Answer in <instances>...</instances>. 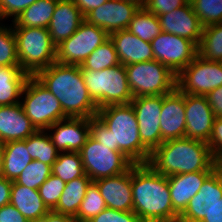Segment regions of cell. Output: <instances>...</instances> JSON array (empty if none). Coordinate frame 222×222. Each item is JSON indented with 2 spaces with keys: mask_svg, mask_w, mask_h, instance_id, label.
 I'll list each match as a JSON object with an SVG mask.
<instances>
[{
  "mask_svg": "<svg viewBox=\"0 0 222 222\" xmlns=\"http://www.w3.org/2000/svg\"><path fill=\"white\" fill-rule=\"evenodd\" d=\"M90 136L113 151L122 152L134 164L147 163L151 152L142 144L132 105H108L90 117Z\"/></svg>",
  "mask_w": 222,
  "mask_h": 222,
  "instance_id": "cell-1",
  "label": "cell"
},
{
  "mask_svg": "<svg viewBox=\"0 0 222 222\" xmlns=\"http://www.w3.org/2000/svg\"><path fill=\"white\" fill-rule=\"evenodd\" d=\"M133 212L141 222H178L168 179L148 163L131 166Z\"/></svg>",
  "mask_w": 222,
  "mask_h": 222,
  "instance_id": "cell-2",
  "label": "cell"
},
{
  "mask_svg": "<svg viewBox=\"0 0 222 222\" xmlns=\"http://www.w3.org/2000/svg\"><path fill=\"white\" fill-rule=\"evenodd\" d=\"M34 77L59 100L67 117L97 116L98 107L88 93L79 65L54 62Z\"/></svg>",
  "mask_w": 222,
  "mask_h": 222,
  "instance_id": "cell-3",
  "label": "cell"
},
{
  "mask_svg": "<svg viewBox=\"0 0 222 222\" xmlns=\"http://www.w3.org/2000/svg\"><path fill=\"white\" fill-rule=\"evenodd\" d=\"M147 163L166 177L198 171H215L214 158L208 144L190 138L164 141L151 152Z\"/></svg>",
  "mask_w": 222,
  "mask_h": 222,
  "instance_id": "cell-4",
  "label": "cell"
},
{
  "mask_svg": "<svg viewBox=\"0 0 222 222\" xmlns=\"http://www.w3.org/2000/svg\"><path fill=\"white\" fill-rule=\"evenodd\" d=\"M81 72L88 93L98 109L131 103L133 94L124 65L119 64L100 71L81 69Z\"/></svg>",
  "mask_w": 222,
  "mask_h": 222,
  "instance_id": "cell-5",
  "label": "cell"
},
{
  "mask_svg": "<svg viewBox=\"0 0 222 222\" xmlns=\"http://www.w3.org/2000/svg\"><path fill=\"white\" fill-rule=\"evenodd\" d=\"M15 28V29H14ZM20 67L30 76L56 62V46L48 28L14 27Z\"/></svg>",
  "mask_w": 222,
  "mask_h": 222,
  "instance_id": "cell-6",
  "label": "cell"
},
{
  "mask_svg": "<svg viewBox=\"0 0 222 222\" xmlns=\"http://www.w3.org/2000/svg\"><path fill=\"white\" fill-rule=\"evenodd\" d=\"M125 71L133 98L165 95L176 88L177 75L155 59L126 65Z\"/></svg>",
  "mask_w": 222,
  "mask_h": 222,
  "instance_id": "cell-7",
  "label": "cell"
},
{
  "mask_svg": "<svg viewBox=\"0 0 222 222\" xmlns=\"http://www.w3.org/2000/svg\"><path fill=\"white\" fill-rule=\"evenodd\" d=\"M22 93L26 95L20 104L36 130L47 131L55 122L68 118L59 100L34 76H29Z\"/></svg>",
  "mask_w": 222,
  "mask_h": 222,
  "instance_id": "cell-8",
  "label": "cell"
},
{
  "mask_svg": "<svg viewBox=\"0 0 222 222\" xmlns=\"http://www.w3.org/2000/svg\"><path fill=\"white\" fill-rule=\"evenodd\" d=\"M79 153L84 172L92 181L122 174L134 164L122 152L109 149L91 136Z\"/></svg>",
  "mask_w": 222,
  "mask_h": 222,
  "instance_id": "cell-9",
  "label": "cell"
},
{
  "mask_svg": "<svg viewBox=\"0 0 222 222\" xmlns=\"http://www.w3.org/2000/svg\"><path fill=\"white\" fill-rule=\"evenodd\" d=\"M109 38L110 35L105 30L84 20L71 37L56 46V62L80 66Z\"/></svg>",
  "mask_w": 222,
  "mask_h": 222,
  "instance_id": "cell-10",
  "label": "cell"
},
{
  "mask_svg": "<svg viewBox=\"0 0 222 222\" xmlns=\"http://www.w3.org/2000/svg\"><path fill=\"white\" fill-rule=\"evenodd\" d=\"M220 86L222 62L210 61L198 54L176 79V87L184 94L206 96Z\"/></svg>",
  "mask_w": 222,
  "mask_h": 222,
  "instance_id": "cell-11",
  "label": "cell"
},
{
  "mask_svg": "<svg viewBox=\"0 0 222 222\" xmlns=\"http://www.w3.org/2000/svg\"><path fill=\"white\" fill-rule=\"evenodd\" d=\"M154 59L178 75L198 54V47L186 38L161 32L151 42Z\"/></svg>",
  "mask_w": 222,
  "mask_h": 222,
  "instance_id": "cell-12",
  "label": "cell"
},
{
  "mask_svg": "<svg viewBox=\"0 0 222 222\" xmlns=\"http://www.w3.org/2000/svg\"><path fill=\"white\" fill-rule=\"evenodd\" d=\"M163 95L138 96L131 105L136 114L142 144L152 152L161 145L160 116Z\"/></svg>",
  "mask_w": 222,
  "mask_h": 222,
  "instance_id": "cell-13",
  "label": "cell"
},
{
  "mask_svg": "<svg viewBox=\"0 0 222 222\" xmlns=\"http://www.w3.org/2000/svg\"><path fill=\"white\" fill-rule=\"evenodd\" d=\"M135 3L124 0H108L90 11L85 20L105 30L109 35L127 29L134 14L139 10Z\"/></svg>",
  "mask_w": 222,
  "mask_h": 222,
  "instance_id": "cell-14",
  "label": "cell"
},
{
  "mask_svg": "<svg viewBox=\"0 0 222 222\" xmlns=\"http://www.w3.org/2000/svg\"><path fill=\"white\" fill-rule=\"evenodd\" d=\"M185 138L208 143L215 115L206 96L185 94Z\"/></svg>",
  "mask_w": 222,
  "mask_h": 222,
  "instance_id": "cell-15",
  "label": "cell"
},
{
  "mask_svg": "<svg viewBox=\"0 0 222 222\" xmlns=\"http://www.w3.org/2000/svg\"><path fill=\"white\" fill-rule=\"evenodd\" d=\"M185 94L177 87L163 95L160 116L161 144L170 139L185 138Z\"/></svg>",
  "mask_w": 222,
  "mask_h": 222,
  "instance_id": "cell-16",
  "label": "cell"
},
{
  "mask_svg": "<svg viewBox=\"0 0 222 222\" xmlns=\"http://www.w3.org/2000/svg\"><path fill=\"white\" fill-rule=\"evenodd\" d=\"M90 118H66L52 124L47 130L59 152H80L90 136Z\"/></svg>",
  "mask_w": 222,
  "mask_h": 222,
  "instance_id": "cell-17",
  "label": "cell"
},
{
  "mask_svg": "<svg viewBox=\"0 0 222 222\" xmlns=\"http://www.w3.org/2000/svg\"><path fill=\"white\" fill-rule=\"evenodd\" d=\"M163 32L191 40L197 47L203 33V25L194 13L191 2L158 17Z\"/></svg>",
  "mask_w": 222,
  "mask_h": 222,
  "instance_id": "cell-18",
  "label": "cell"
},
{
  "mask_svg": "<svg viewBox=\"0 0 222 222\" xmlns=\"http://www.w3.org/2000/svg\"><path fill=\"white\" fill-rule=\"evenodd\" d=\"M222 198V181L214 171L203 183L199 192L190 199L178 222H200Z\"/></svg>",
  "mask_w": 222,
  "mask_h": 222,
  "instance_id": "cell-19",
  "label": "cell"
},
{
  "mask_svg": "<svg viewBox=\"0 0 222 222\" xmlns=\"http://www.w3.org/2000/svg\"><path fill=\"white\" fill-rule=\"evenodd\" d=\"M105 201L106 207L117 211H133L131 167L124 173L94 181Z\"/></svg>",
  "mask_w": 222,
  "mask_h": 222,
  "instance_id": "cell-20",
  "label": "cell"
},
{
  "mask_svg": "<svg viewBox=\"0 0 222 222\" xmlns=\"http://www.w3.org/2000/svg\"><path fill=\"white\" fill-rule=\"evenodd\" d=\"M84 20L74 0H58L48 26L53 44L57 46L71 37Z\"/></svg>",
  "mask_w": 222,
  "mask_h": 222,
  "instance_id": "cell-21",
  "label": "cell"
},
{
  "mask_svg": "<svg viewBox=\"0 0 222 222\" xmlns=\"http://www.w3.org/2000/svg\"><path fill=\"white\" fill-rule=\"evenodd\" d=\"M213 172L198 171L167 177L173 209L179 216L186 209L190 199L199 192L205 180Z\"/></svg>",
  "mask_w": 222,
  "mask_h": 222,
  "instance_id": "cell-22",
  "label": "cell"
},
{
  "mask_svg": "<svg viewBox=\"0 0 222 222\" xmlns=\"http://www.w3.org/2000/svg\"><path fill=\"white\" fill-rule=\"evenodd\" d=\"M120 63L124 66L154 60V54L149 42L143 41L123 29L110 34Z\"/></svg>",
  "mask_w": 222,
  "mask_h": 222,
  "instance_id": "cell-23",
  "label": "cell"
},
{
  "mask_svg": "<svg viewBox=\"0 0 222 222\" xmlns=\"http://www.w3.org/2000/svg\"><path fill=\"white\" fill-rule=\"evenodd\" d=\"M35 131L20 103L0 106V141L25 140Z\"/></svg>",
  "mask_w": 222,
  "mask_h": 222,
  "instance_id": "cell-24",
  "label": "cell"
},
{
  "mask_svg": "<svg viewBox=\"0 0 222 222\" xmlns=\"http://www.w3.org/2000/svg\"><path fill=\"white\" fill-rule=\"evenodd\" d=\"M10 203L29 221L40 218L50 211L38 190L19 185L15 181L12 182Z\"/></svg>",
  "mask_w": 222,
  "mask_h": 222,
  "instance_id": "cell-25",
  "label": "cell"
},
{
  "mask_svg": "<svg viewBox=\"0 0 222 222\" xmlns=\"http://www.w3.org/2000/svg\"><path fill=\"white\" fill-rule=\"evenodd\" d=\"M29 76L20 66L0 67V106L20 103L18 98L24 95L22 91Z\"/></svg>",
  "mask_w": 222,
  "mask_h": 222,
  "instance_id": "cell-26",
  "label": "cell"
},
{
  "mask_svg": "<svg viewBox=\"0 0 222 222\" xmlns=\"http://www.w3.org/2000/svg\"><path fill=\"white\" fill-rule=\"evenodd\" d=\"M91 182L92 180L84 174L66 183L57 206L52 211L75 217Z\"/></svg>",
  "mask_w": 222,
  "mask_h": 222,
  "instance_id": "cell-27",
  "label": "cell"
},
{
  "mask_svg": "<svg viewBox=\"0 0 222 222\" xmlns=\"http://www.w3.org/2000/svg\"><path fill=\"white\" fill-rule=\"evenodd\" d=\"M31 161L26 139L4 143L3 177L15 181Z\"/></svg>",
  "mask_w": 222,
  "mask_h": 222,
  "instance_id": "cell-28",
  "label": "cell"
},
{
  "mask_svg": "<svg viewBox=\"0 0 222 222\" xmlns=\"http://www.w3.org/2000/svg\"><path fill=\"white\" fill-rule=\"evenodd\" d=\"M58 0H37L15 20L14 27L48 28Z\"/></svg>",
  "mask_w": 222,
  "mask_h": 222,
  "instance_id": "cell-29",
  "label": "cell"
},
{
  "mask_svg": "<svg viewBox=\"0 0 222 222\" xmlns=\"http://www.w3.org/2000/svg\"><path fill=\"white\" fill-rule=\"evenodd\" d=\"M26 148L32 160L51 165L57 160L59 151L54 146L50 135L45 130H36L26 139Z\"/></svg>",
  "mask_w": 222,
  "mask_h": 222,
  "instance_id": "cell-30",
  "label": "cell"
},
{
  "mask_svg": "<svg viewBox=\"0 0 222 222\" xmlns=\"http://www.w3.org/2000/svg\"><path fill=\"white\" fill-rule=\"evenodd\" d=\"M127 30L149 43L162 32L158 17L145 8H139L134 14Z\"/></svg>",
  "mask_w": 222,
  "mask_h": 222,
  "instance_id": "cell-31",
  "label": "cell"
},
{
  "mask_svg": "<svg viewBox=\"0 0 222 222\" xmlns=\"http://www.w3.org/2000/svg\"><path fill=\"white\" fill-rule=\"evenodd\" d=\"M198 55L210 61L222 62V22L203 28Z\"/></svg>",
  "mask_w": 222,
  "mask_h": 222,
  "instance_id": "cell-32",
  "label": "cell"
},
{
  "mask_svg": "<svg viewBox=\"0 0 222 222\" xmlns=\"http://www.w3.org/2000/svg\"><path fill=\"white\" fill-rule=\"evenodd\" d=\"M51 168L52 174L65 183L85 174L79 152H59L57 160L52 164Z\"/></svg>",
  "mask_w": 222,
  "mask_h": 222,
  "instance_id": "cell-33",
  "label": "cell"
},
{
  "mask_svg": "<svg viewBox=\"0 0 222 222\" xmlns=\"http://www.w3.org/2000/svg\"><path fill=\"white\" fill-rule=\"evenodd\" d=\"M121 64L113 41L109 38L80 65L81 69L100 71Z\"/></svg>",
  "mask_w": 222,
  "mask_h": 222,
  "instance_id": "cell-34",
  "label": "cell"
},
{
  "mask_svg": "<svg viewBox=\"0 0 222 222\" xmlns=\"http://www.w3.org/2000/svg\"><path fill=\"white\" fill-rule=\"evenodd\" d=\"M106 208L104 199L101 196L97 184L92 181L87 188L85 197L81 202L77 215L76 222H87L94 216H97Z\"/></svg>",
  "mask_w": 222,
  "mask_h": 222,
  "instance_id": "cell-35",
  "label": "cell"
},
{
  "mask_svg": "<svg viewBox=\"0 0 222 222\" xmlns=\"http://www.w3.org/2000/svg\"><path fill=\"white\" fill-rule=\"evenodd\" d=\"M51 174V165L44 164L38 160H32L15 182L27 188L38 190Z\"/></svg>",
  "mask_w": 222,
  "mask_h": 222,
  "instance_id": "cell-36",
  "label": "cell"
},
{
  "mask_svg": "<svg viewBox=\"0 0 222 222\" xmlns=\"http://www.w3.org/2000/svg\"><path fill=\"white\" fill-rule=\"evenodd\" d=\"M203 27L222 22V0H190Z\"/></svg>",
  "mask_w": 222,
  "mask_h": 222,
  "instance_id": "cell-37",
  "label": "cell"
},
{
  "mask_svg": "<svg viewBox=\"0 0 222 222\" xmlns=\"http://www.w3.org/2000/svg\"><path fill=\"white\" fill-rule=\"evenodd\" d=\"M20 66L17 53V42L12 27L0 26V67Z\"/></svg>",
  "mask_w": 222,
  "mask_h": 222,
  "instance_id": "cell-38",
  "label": "cell"
},
{
  "mask_svg": "<svg viewBox=\"0 0 222 222\" xmlns=\"http://www.w3.org/2000/svg\"><path fill=\"white\" fill-rule=\"evenodd\" d=\"M66 183L59 177L51 174L47 180L38 188L40 197L47 208L52 211L59 201Z\"/></svg>",
  "mask_w": 222,
  "mask_h": 222,
  "instance_id": "cell-39",
  "label": "cell"
},
{
  "mask_svg": "<svg viewBox=\"0 0 222 222\" xmlns=\"http://www.w3.org/2000/svg\"><path fill=\"white\" fill-rule=\"evenodd\" d=\"M87 222H141L139 217L133 212H122L106 207L97 216Z\"/></svg>",
  "mask_w": 222,
  "mask_h": 222,
  "instance_id": "cell-40",
  "label": "cell"
},
{
  "mask_svg": "<svg viewBox=\"0 0 222 222\" xmlns=\"http://www.w3.org/2000/svg\"><path fill=\"white\" fill-rule=\"evenodd\" d=\"M37 0H0V20L8 16L15 20L28 6Z\"/></svg>",
  "mask_w": 222,
  "mask_h": 222,
  "instance_id": "cell-41",
  "label": "cell"
},
{
  "mask_svg": "<svg viewBox=\"0 0 222 222\" xmlns=\"http://www.w3.org/2000/svg\"><path fill=\"white\" fill-rule=\"evenodd\" d=\"M189 0H147L145 9L157 17L186 5Z\"/></svg>",
  "mask_w": 222,
  "mask_h": 222,
  "instance_id": "cell-42",
  "label": "cell"
},
{
  "mask_svg": "<svg viewBox=\"0 0 222 222\" xmlns=\"http://www.w3.org/2000/svg\"><path fill=\"white\" fill-rule=\"evenodd\" d=\"M208 146L213 158L222 155V117H215Z\"/></svg>",
  "mask_w": 222,
  "mask_h": 222,
  "instance_id": "cell-43",
  "label": "cell"
},
{
  "mask_svg": "<svg viewBox=\"0 0 222 222\" xmlns=\"http://www.w3.org/2000/svg\"><path fill=\"white\" fill-rule=\"evenodd\" d=\"M0 222H30L11 203L0 207Z\"/></svg>",
  "mask_w": 222,
  "mask_h": 222,
  "instance_id": "cell-44",
  "label": "cell"
},
{
  "mask_svg": "<svg viewBox=\"0 0 222 222\" xmlns=\"http://www.w3.org/2000/svg\"><path fill=\"white\" fill-rule=\"evenodd\" d=\"M206 98L215 117H222V86L212 90Z\"/></svg>",
  "mask_w": 222,
  "mask_h": 222,
  "instance_id": "cell-45",
  "label": "cell"
},
{
  "mask_svg": "<svg viewBox=\"0 0 222 222\" xmlns=\"http://www.w3.org/2000/svg\"><path fill=\"white\" fill-rule=\"evenodd\" d=\"M30 222H76L75 217L67 214H59L54 211H49L44 216L32 220Z\"/></svg>",
  "mask_w": 222,
  "mask_h": 222,
  "instance_id": "cell-46",
  "label": "cell"
},
{
  "mask_svg": "<svg viewBox=\"0 0 222 222\" xmlns=\"http://www.w3.org/2000/svg\"><path fill=\"white\" fill-rule=\"evenodd\" d=\"M12 182L3 176L0 177V207L10 203Z\"/></svg>",
  "mask_w": 222,
  "mask_h": 222,
  "instance_id": "cell-47",
  "label": "cell"
},
{
  "mask_svg": "<svg viewBox=\"0 0 222 222\" xmlns=\"http://www.w3.org/2000/svg\"><path fill=\"white\" fill-rule=\"evenodd\" d=\"M108 0H74L75 5L85 17L90 11L101 6Z\"/></svg>",
  "mask_w": 222,
  "mask_h": 222,
  "instance_id": "cell-48",
  "label": "cell"
},
{
  "mask_svg": "<svg viewBox=\"0 0 222 222\" xmlns=\"http://www.w3.org/2000/svg\"><path fill=\"white\" fill-rule=\"evenodd\" d=\"M200 222H222V198L212 207Z\"/></svg>",
  "mask_w": 222,
  "mask_h": 222,
  "instance_id": "cell-49",
  "label": "cell"
},
{
  "mask_svg": "<svg viewBox=\"0 0 222 222\" xmlns=\"http://www.w3.org/2000/svg\"><path fill=\"white\" fill-rule=\"evenodd\" d=\"M214 167H215V172L219 175L222 181V155L214 158Z\"/></svg>",
  "mask_w": 222,
  "mask_h": 222,
  "instance_id": "cell-50",
  "label": "cell"
},
{
  "mask_svg": "<svg viewBox=\"0 0 222 222\" xmlns=\"http://www.w3.org/2000/svg\"><path fill=\"white\" fill-rule=\"evenodd\" d=\"M4 143L0 141V177L3 176Z\"/></svg>",
  "mask_w": 222,
  "mask_h": 222,
  "instance_id": "cell-51",
  "label": "cell"
},
{
  "mask_svg": "<svg viewBox=\"0 0 222 222\" xmlns=\"http://www.w3.org/2000/svg\"><path fill=\"white\" fill-rule=\"evenodd\" d=\"M124 1L135 3L140 8H144L147 3V0H124Z\"/></svg>",
  "mask_w": 222,
  "mask_h": 222,
  "instance_id": "cell-52",
  "label": "cell"
}]
</instances>
